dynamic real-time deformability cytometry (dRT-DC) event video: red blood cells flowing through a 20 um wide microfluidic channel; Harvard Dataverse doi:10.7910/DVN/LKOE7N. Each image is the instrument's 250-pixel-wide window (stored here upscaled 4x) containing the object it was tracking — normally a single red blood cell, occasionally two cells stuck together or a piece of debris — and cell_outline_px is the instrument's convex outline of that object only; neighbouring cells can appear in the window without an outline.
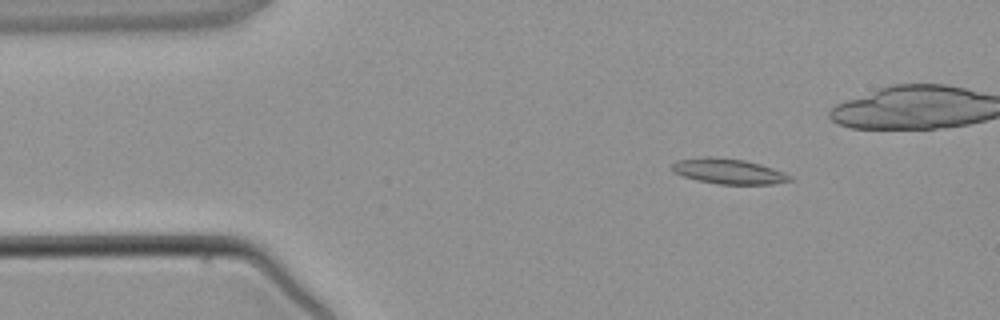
{"species": "common noctule bat (a hibernating species)", "species_latin": "Nyctalus noctula", "temperature_condition": "warm", "stored_images_in_passage": 4, "camera_frame_rate_fps": 3000, "um_per_image_px": 0.085, "animal": {"sex": "male", "body_mass_g": 21.5, "forearm_length_mm": 52.0}, "frame": {"image": 1, "passage_image": 2, "time_ms": 1.333, "image_size_px": [1000, 320], "cell_outline_px": [[792, 180], [772, 184], [720, 184], [696, 180], [684, 176], [676, 172], [672, 168], [672, 164], [680, 160], [704, 156], [712, 156], [744, 160], [760, 164], [784, 172], [792, 176]], "centroid_in_image_um": [61.95, 14.56], "position_along_channel_um": 23.0, "area_um2": 17.17}}